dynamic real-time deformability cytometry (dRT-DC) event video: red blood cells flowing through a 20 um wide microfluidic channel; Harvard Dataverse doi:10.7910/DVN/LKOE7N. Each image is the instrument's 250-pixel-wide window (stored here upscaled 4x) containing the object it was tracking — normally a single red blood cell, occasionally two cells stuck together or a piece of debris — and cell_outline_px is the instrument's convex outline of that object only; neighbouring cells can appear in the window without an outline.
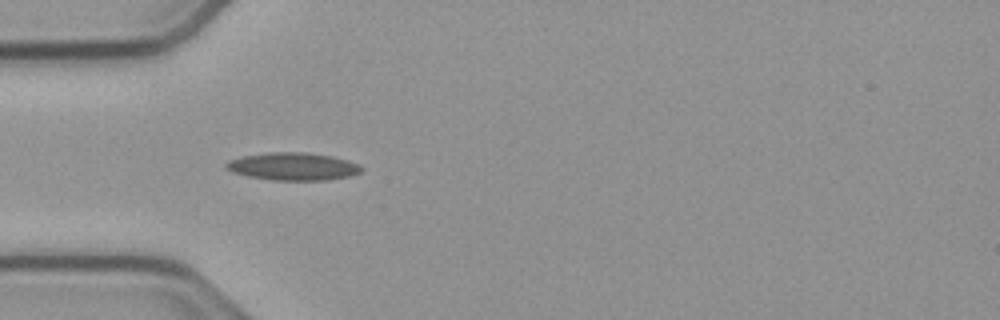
{"species": "common noctule bat (a hibernating species)", "species_latin": "Nyctalus noctula", "temperature_condition": "cold", "stored_images_in_passage": 10, "camera_frame_rate_fps": 3000, "um_per_image_px": 0.085, "animal": {"sex": "male", "body_mass_g": 23.1, "forearm_length_mm": 52.7}, "frame": {"image": 1, "passage_image": 4, "time_ms": 1.0, "image_size_px": [1000, 320], "cell_outline_px": [[364, 168], [360, 172], [348, 176], [324, 180], [272, 180], [248, 176], [232, 172], [224, 168], [224, 164], [228, 160], [244, 156], [272, 152], [308, 152], [332, 156], [348, 160], [360, 164]], "centroid_in_image_um": [24.9, 14.14], "position_along_channel_um": 60.1, "area_um2": 21.85}}
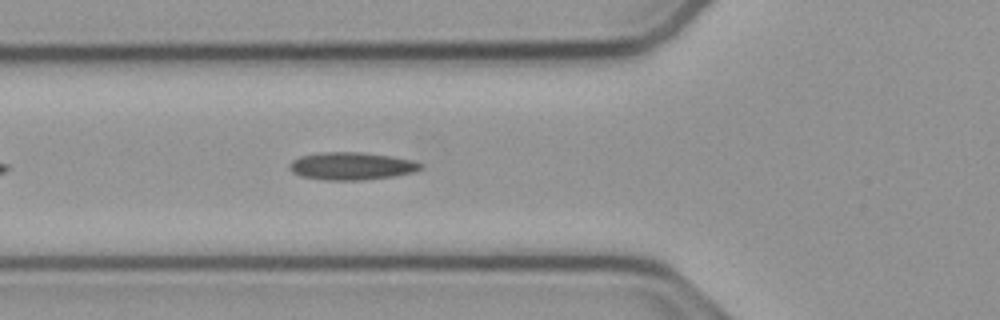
{"frame": {"image": 2, "passage_image": 7, "time_ms": 2.0, "image_size_px": [1000, 320], "cell_outline_px": [[420, 168], [416, 172], [392, 176], [360, 180], [328, 180], [300, 176], [292, 172], [288, 168], [288, 164], [292, 160], [300, 156], [324, 152], [360, 152], [392, 156], [412, 160], [420, 164]], "centroid_in_image_um": [29.83, 14.11], "position_along_channel_um": 96.0, "area_um2": 20.98}}